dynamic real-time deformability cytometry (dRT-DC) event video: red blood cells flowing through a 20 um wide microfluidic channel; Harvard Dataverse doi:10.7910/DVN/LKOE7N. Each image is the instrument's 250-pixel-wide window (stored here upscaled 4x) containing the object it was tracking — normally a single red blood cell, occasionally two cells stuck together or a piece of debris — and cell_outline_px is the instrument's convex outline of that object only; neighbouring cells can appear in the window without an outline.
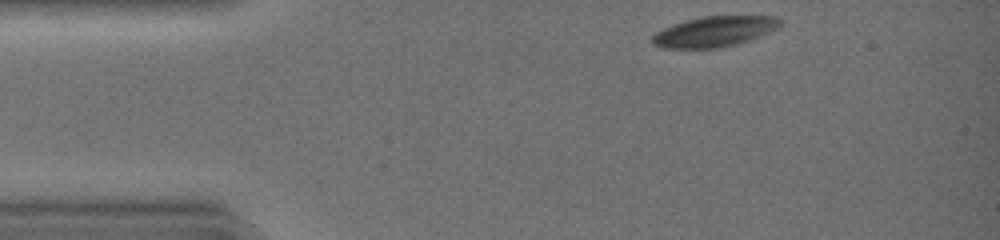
{"species": "common noctule bat (a hibernating species)", "species_latin": "Nyctalus noctula", "temperature_condition": "warm", "stored_images_in_passage": 34, "camera_frame_rate_fps": 3000, "um_per_image_px": 0.085, "animal": {"sex": "female", "body_mass_g": 19.0, "forearm_length_mm": 51.5}, "frame": {"image": 1, "passage_image": 1, "time_ms": 0.0, "image_size_px": [1000, 240], "cell_outline_px": [[784, 24], [780, 28], [760, 36], [736, 44], [716, 48], [664, 48], [652, 44], [652, 36], [656, 32], [672, 24], [684, 20], [700, 16], [776, 16], [784, 20]], "centroid_in_image_um": [60.77, 2.66], "position_along_channel_um": 24.2, "area_um2": 22.95}}
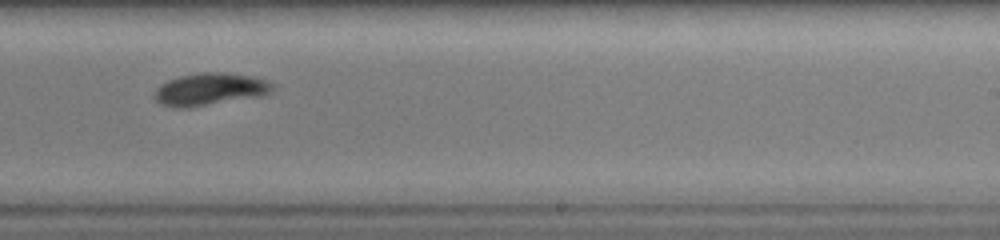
{"frame": {"image": 2, "passage_image": 22, "time_ms": 7.0, "image_size_px": [1000, 240], "cell_outline_px": [[276, 88], [272, 92], [260, 96], [188, 108], [172, 108], [160, 104], [156, 100], [156, 88], [160, 84], [168, 80], [180, 76], [200, 72], [228, 72], [252, 76], [268, 80], [276, 84]], "centroid_in_image_um": [17.9, 7.58], "position_along_channel_um": 271.1, "area_um2": 22.6}}
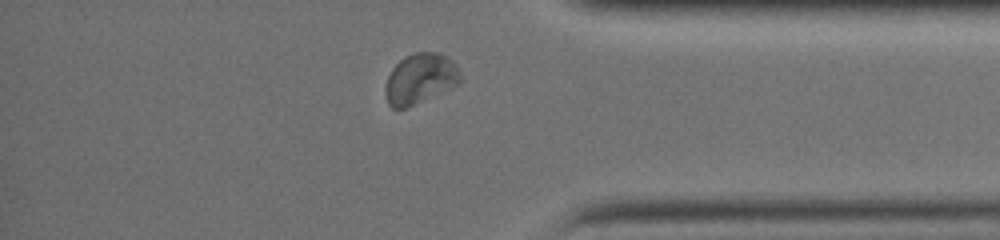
{"frame": {"image": 3, "passage_image": 31, "time_ms": 10.0, "image_size_px": [1000, 240], "cell_outline_px": [[460, 84], [404, 108], [392, 108], [388, 104], [384, 92], [384, 88], [388, 76], [392, 68], [404, 56], [412, 52], [440, 52], [448, 56], [456, 64], [460, 72]], "centroid_in_image_um": [35.71, 6.65], "position_along_channel_um": 399.5, "area_um2": 22.08}, "authors_computed_cell_mechanics": {"area_um2": 23.2645, "velocity_mm_per_s": 4.4326, "shape_relaxation_time_tau1_ms": 2.0183, "shape_relaxation_time_tau2_ms": null, "deformation_change_tau1": 0.0924, "deformation_change_tau2": null}}